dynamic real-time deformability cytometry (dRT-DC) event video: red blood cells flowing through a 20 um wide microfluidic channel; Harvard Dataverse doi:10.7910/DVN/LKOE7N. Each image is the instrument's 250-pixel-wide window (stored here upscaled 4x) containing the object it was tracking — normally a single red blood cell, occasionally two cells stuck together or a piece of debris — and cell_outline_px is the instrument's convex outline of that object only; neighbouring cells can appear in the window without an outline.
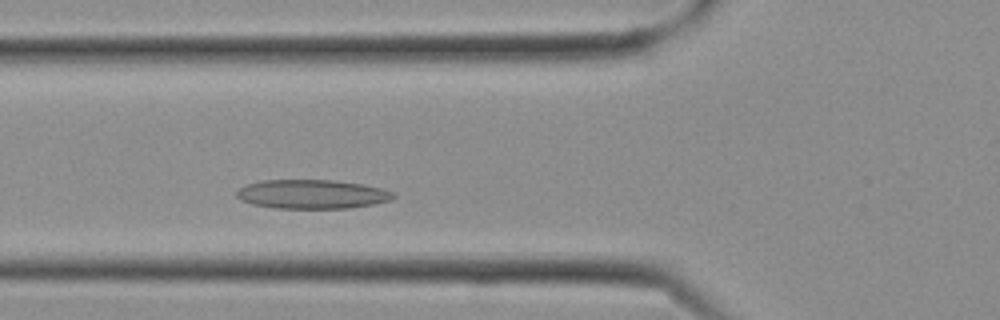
{"species": "Egyptian fruit bat (a non-hibernating species)", "species_latin": "Rousettus aegyptiacus", "temperature_condition": "cold", "stored_images_in_passage": 5, "camera_frame_rate_fps": 3000, "um_per_image_px": 0.085, "frame": {"image": 1, "passage_image": 5, "time_ms": 1.333, "image_size_px": [1000, 320], "cell_outline_px": [[396, 196], [392, 200], [376, 204], [348, 208], [276, 208], [252, 204], [240, 200], [236, 196], [236, 192], [244, 184], [260, 180], [336, 180], [384, 188], [396, 192]], "centroid_in_image_um": [26.55, 16.5], "position_along_channel_um": 99.2, "area_um2": 26.88}}